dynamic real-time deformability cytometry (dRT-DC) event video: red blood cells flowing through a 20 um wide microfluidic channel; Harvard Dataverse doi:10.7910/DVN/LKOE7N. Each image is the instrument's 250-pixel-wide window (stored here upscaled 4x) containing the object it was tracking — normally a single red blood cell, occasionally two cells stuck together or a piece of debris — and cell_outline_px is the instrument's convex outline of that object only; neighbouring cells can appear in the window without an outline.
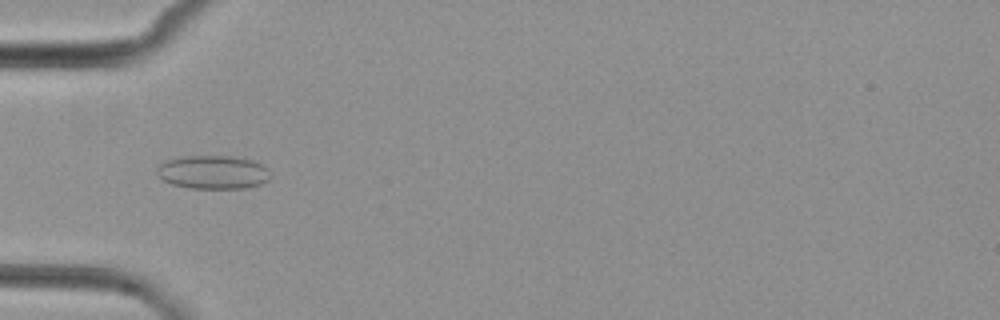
{"species": "common noctule bat (a hibernating species)", "species_latin": "Nyctalus noctula", "temperature_condition": "cold", "stored_images_in_passage": 8, "camera_frame_rate_fps": 3000, "um_per_image_px": 0.085, "animal": {"sex": "female", "body_mass_g": 29.2, "forearm_length_mm": 56.3}, "frame": {"image": 1, "passage_image": 5, "time_ms": 5.667, "image_size_px": [1000, 320], "cell_outline_px": [[268, 180], [260, 184], [244, 188], [192, 188], [172, 184], [156, 176], [156, 168], [160, 164], [168, 160], [184, 156], [228, 156], [252, 160], [268, 168]], "centroid_in_image_um": [18.07, 14.64], "position_along_channel_um": 66.9, "area_um2": 21.96}}
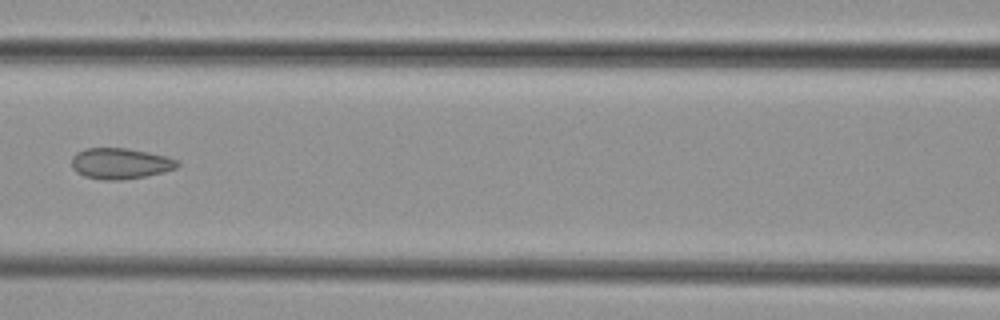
{"frame": {"image": 2, "passage_image": 7, "time_ms": 8.0, "image_size_px": [1000, 320], "cell_outline_px": [[180, 164], [176, 168], [164, 172], [124, 180], [100, 180], [84, 176], [76, 172], [72, 168], [72, 156], [76, 152], [84, 148], [128, 148], [168, 156], [176, 160]], "centroid_in_image_um": [10.2, 13.89], "position_along_channel_um": 156.4, "area_um2": 19.25}}
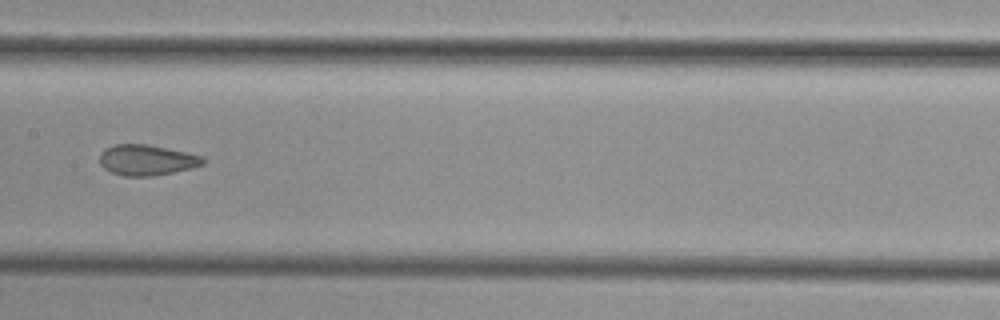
{"frame": {"image": 3, "passage_image": 8, "time_ms": 9.0, "image_size_px": [1000, 320], "cell_outline_px": [[204, 164], [192, 168], [152, 176], [124, 176], [112, 172], [104, 168], [100, 164], [100, 156], [108, 148], [116, 144], [148, 144], [188, 152], [200, 156], [204, 160]], "centroid_in_image_um": [12.5, 13.6], "position_along_channel_um": 194.9, "area_um2": 18.21}}